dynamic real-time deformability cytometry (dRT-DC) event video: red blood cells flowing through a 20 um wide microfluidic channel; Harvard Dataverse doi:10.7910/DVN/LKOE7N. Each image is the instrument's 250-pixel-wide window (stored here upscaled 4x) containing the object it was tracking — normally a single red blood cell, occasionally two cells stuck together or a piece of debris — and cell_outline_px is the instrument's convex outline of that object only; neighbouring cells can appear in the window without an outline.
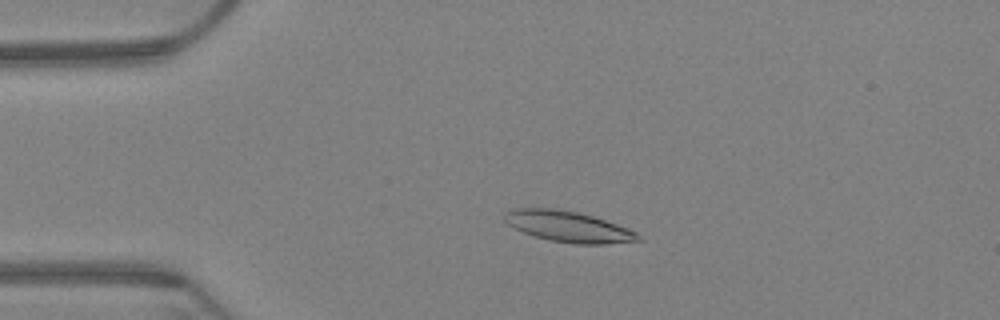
{"species": "Egyptian fruit bat (a non-hibernating species)", "species_latin": "Rousettus aegyptiacus", "temperature_condition": "warm", "stored_images_in_passage": 65, "camera_frame_rate_fps": 3000, "um_per_image_px": 0.085, "animal": {"sex": "female"}, "frame": {"image": 1, "passage_image": 15, "time_ms": 4.667, "image_size_px": [1000, 320], "cell_outline_px": [[644, 240], [604, 244], [576, 244], [552, 240], [536, 236], [524, 232], [508, 224], [504, 220], [504, 212], [512, 208], [556, 208], [576, 212], [592, 216], [628, 228], [636, 232]], "centroid_in_image_um": [48.3, 19.25], "position_along_channel_um": 36.7, "area_um2": 23.81}}
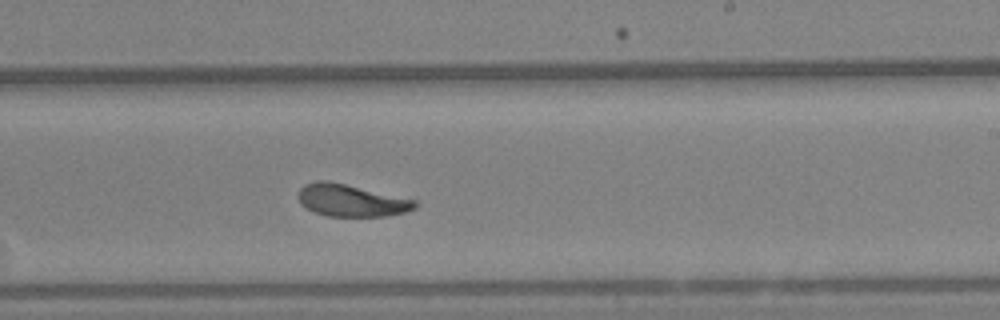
{"frame": {"image": 2, "passage_image": 40, "time_ms": 13.0, "image_size_px": [1000, 320], "cell_outline_px": [[416, 208], [408, 212], [384, 216], [328, 216], [316, 212], [308, 208], [300, 200], [300, 188], [304, 184], [316, 180], [324, 180], [344, 184], [416, 200]], "centroid_in_image_um": [29.89, 17.04], "position_along_channel_um": 259.1, "area_um2": 21.39}}
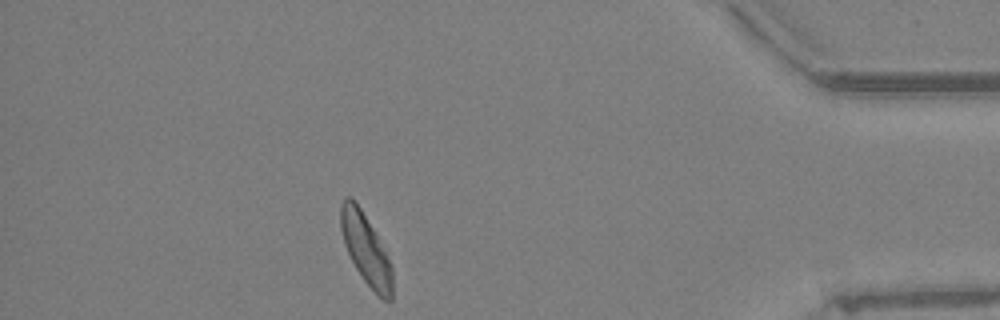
{"frame": {"image": 3, "passage_image": 58, "time_ms": 19.0, "image_size_px": [1000, 320], "cell_outline_px": [[392, 300], [384, 300], [364, 280], [356, 268], [344, 244], [340, 228], [340, 204], [344, 196], [352, 196], [360, 208], [376, 236], [392, 268]], "centroid_in_image_um": [31.05, 21.14], "position_along_channel_um": 404.2, "area_um2": 20.52}, "authors_computed_cell_mechanics": {"area_um2": 22.831, "velocity_mm_per_s": 3.1452, "shape_relaxation_time_tau1_ms": 5.887, "shape_relaxation_time_tau2_ms": 2.2222, "deformation_change_tau1": 0.1548, "deformation_change_tau2": 0.0743}}